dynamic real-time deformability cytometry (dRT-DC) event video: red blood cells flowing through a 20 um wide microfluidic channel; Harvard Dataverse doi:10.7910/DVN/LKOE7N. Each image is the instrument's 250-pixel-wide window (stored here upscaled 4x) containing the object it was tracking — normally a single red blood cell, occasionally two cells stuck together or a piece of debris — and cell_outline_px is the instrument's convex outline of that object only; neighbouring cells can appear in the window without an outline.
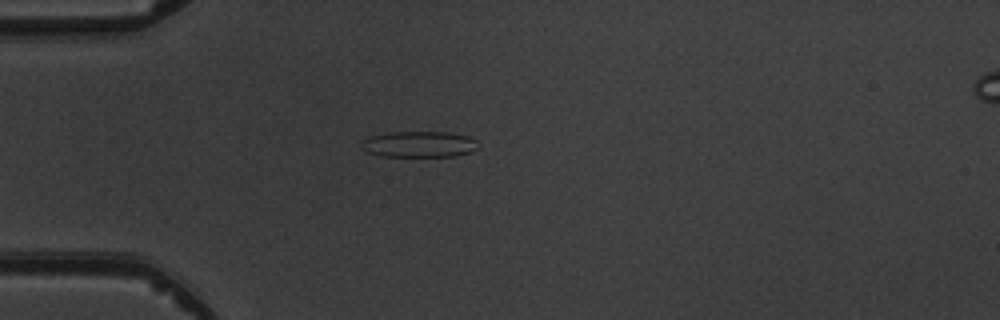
{"species": "common noctule bat (a hibernating species)", "species_latin": "Nyctalus noctula", "temperature_condition": "warm", "stored_images_in_passage": 6, "camera_frame_rate_fps": 3000, "um_per_image_px": 0.085, "animal": {"sex": "male", "body_mass_g": 19.5, "forearm_length_mm": 54.6}, "frame": {"image": 1, "passage_image": 4, "time_ms": 3.667, "image_size_px": [1000, 320], "cell_outline_px": [[480, 144], [472, 152], [456, 156], [380, 156], [368, 152], [360, 148], [360, 144], [364, 140], [372, 136], [388, 132], [448, 132], [468, 136], [476, 140]], "centroid_in_image_um": [35.65, 12.26], "position_along_channel_um": 49.4, "area_um2": 17.8}}